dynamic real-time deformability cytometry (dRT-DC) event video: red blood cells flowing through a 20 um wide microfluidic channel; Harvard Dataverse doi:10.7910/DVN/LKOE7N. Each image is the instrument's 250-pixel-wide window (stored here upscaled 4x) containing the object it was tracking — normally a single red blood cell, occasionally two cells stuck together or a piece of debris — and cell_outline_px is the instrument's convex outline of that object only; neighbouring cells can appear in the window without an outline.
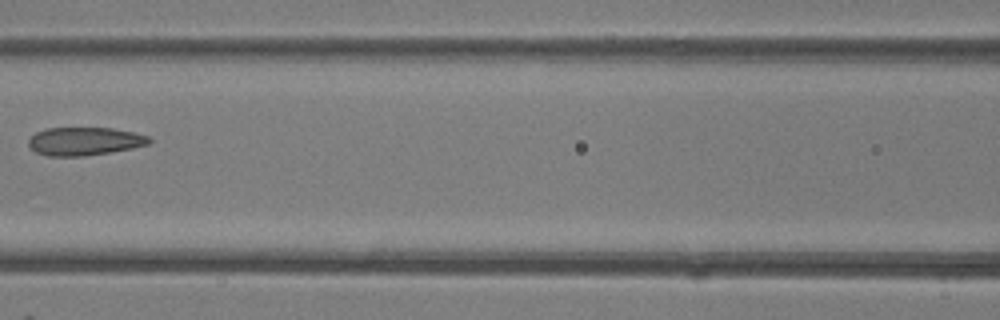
{"species": "common noctule bat (a hibernating species)", "species_latin": "Nyctalus noctula", "temperature_condition": "room temperature", "stored_images_in_passage": 4, "camera_frame_rate_fps": 3000, "um_per_image_px": 0.085, "animal": {"sex": "female"}, "frame": {"image": 1, "passage_image": 4, "time_ms": 3.333, "image_size_px": [1000, 320], "cell_outline_px": [[152, 140], [148, 144], [132, 148], [84, 156], [48, 156], [36, 152], [28, 144], [28, 140], [36, 132], [44, 128], [112, 128], [132, 132], [148, 136]], "centroid_in_image_um": [7.16, 12.0], "position_along_channel_um": 159.4, "area_um2": 19.65}}